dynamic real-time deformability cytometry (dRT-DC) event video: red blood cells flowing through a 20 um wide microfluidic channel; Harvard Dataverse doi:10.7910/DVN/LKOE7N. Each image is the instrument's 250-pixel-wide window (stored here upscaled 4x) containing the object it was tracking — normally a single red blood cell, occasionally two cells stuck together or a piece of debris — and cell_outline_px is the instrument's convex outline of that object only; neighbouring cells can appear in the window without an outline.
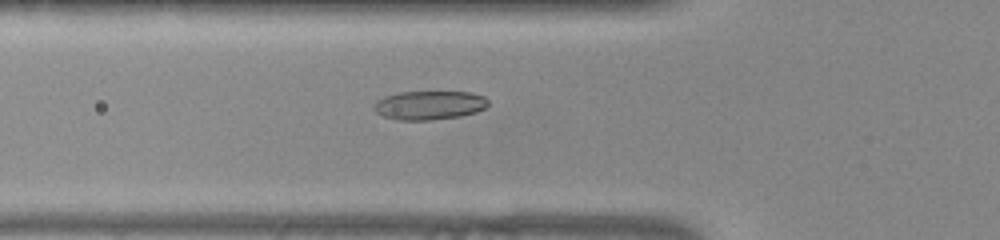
{"species": "common noctule bat (a hibernating species)", "species_latin": "Nyctalus noctula", "temperature_condition": "warm", "stored_images_in_passage": 40, "camera_frame_rate_fps": 3000, "um_per_image_px": 0.085, "animal": {"sex": "female", "body_mass_g": 22.0, "forearm_length_mm": 56.7}, "frame": {"image": 1, "passage_image": 6, "time_ms": 1.667, "image_size_px": [1000, 240], "cell_outline_px": [[488, 104], [484, 108], [476, 112], [460, 116], [428, 120], [396, 120], [384, 116], [376, 112], [372, 108], [372, 104], [376, 100], [384, 96], [400, 92], [472, 92], [484, 96], [488, 100]], "centroid_in_image_um": [36.45, 8.94], "position_along_channel_um": 89.3, "area_um2": 19.31}}
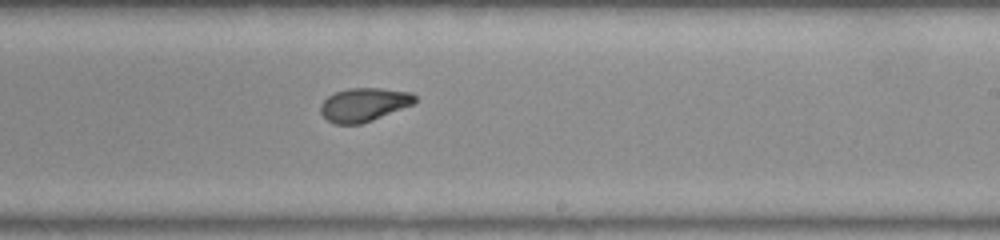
{"frame": {"image": 2, "passage_image": 19, "time_ms": 6.0, "image_size_px": [1000, 240], "cell_outline_px": [[416, 100], [412, 104], [372, 120], [360, 124], [336, 124], [328, 120], [320, 112], [320, 104], [328, 96], [336, 92], [348, 88], [380, 88], [412, 92], [416, 96]], "centroid_in_image_um": [30.92, 8.88], "position_along_channel_um": 258.1, "area_um2": 18.26}}
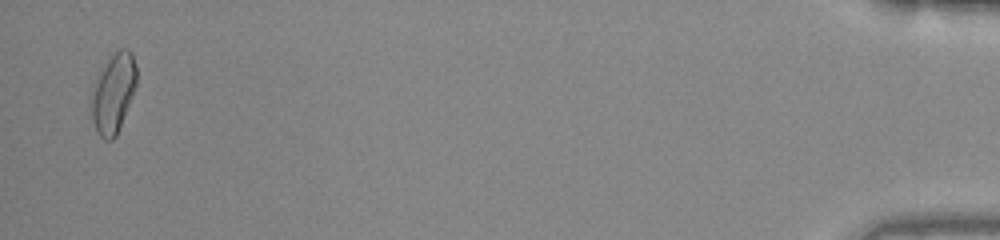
{"frame": {"image": 3, "passage_image": 39, "time_ms": 12.667, "image_size_px": [1000, 240], "cell_outline_px": [[136, 84], [132, 96], [120, 128], [116, 136], [112, 140], [104, 140], [96, 132], [92, 120], [92, 92], [96, 80], [108, 60], [120, 48], [128, 48], [132, 52], [136, 64]], "centroid_in_image_um": [9.65, 7.94], "position_along_channel_um": 425.5, "area_um2": 20.58}, "authors_computed_cell_mechanics": {"area_um2": 18.8428, "velocity_mm_per_s": 3.8943, "shape_relaxation_time_tau1_ms": 4.2738, "shape_relaxation_time_tau2_ms": 2.2323, "deformation_change_tau1": 0.1424, "deformation_change_tau2": 0.0743}}